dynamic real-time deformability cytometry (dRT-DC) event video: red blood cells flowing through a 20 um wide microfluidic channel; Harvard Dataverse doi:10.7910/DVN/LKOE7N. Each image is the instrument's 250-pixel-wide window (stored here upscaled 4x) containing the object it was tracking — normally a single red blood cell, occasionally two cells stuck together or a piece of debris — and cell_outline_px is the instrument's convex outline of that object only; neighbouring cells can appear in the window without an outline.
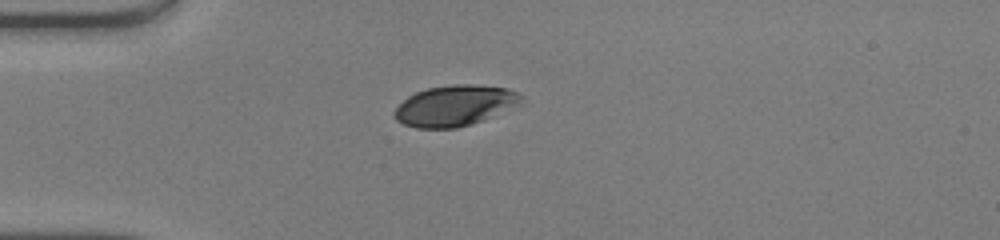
{"species": "human", "species_latin": "Homo sapiens", "temperature_condition": "warm", "stored_images_in_passage": 37, "camera_frame_rate_fps": 3000, "um_per_image_px": 0.085, "donor": {"sex": "male"}, "frame": {"image": 1, "passage_image": 1, "time_ms": 0.0, "image_size_px": [1000, 240], "cell_outline_px": [[524, 96], [520, 104], [484, 120], [472, 124], [456, 128], [416, 128], [404, 124], [396, 120], [392, 116], [392, 112], [408, 96], [416, 92], [428, 88], [456, 84], [472, 84], [508, 88]], "centroid_in_image_um": [38.66, 8.98], "position_along_channel_um": 46.3, "area_um2": 30.17}}
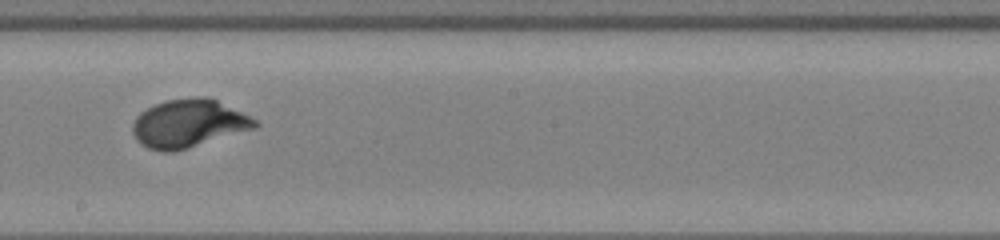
{"frame": {"image": 2, "passage_image": 16, "time_ms": 5.0, "image_size_px": [1000, 240], "cell_outline_px": [[260, 124], [256, 128], [188, 148], [172, 152], [164, 152], [148, 148], [140, 144], [136, 140], [132, 132], [132, 124], [136, 116], [140, 112], [164, 100], [192, 96], [204, 96], [216, 100], [256, 120]], "centroid_in_image_um": [15.99, 10.5], "position_along_channel_um": 232.2, "area_um2": 34.28}}
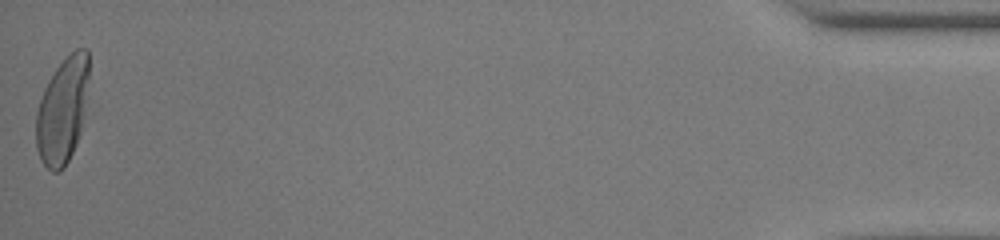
{"frame": {"image": 3, "passage_image": 37, "time_ms": 12.0, "image_size_px": [1000, 240], "cell_outline_px": [[88, 76], [80, 132], [76, 144], [64, 168], [60, 172], [52, 172], [40, 160], [36, 148], [36, 112], [44, 88], [48, 80], [56, 68], [76, 48], [88, 48]], "centroid_in_image_um": [5.28, 9.42], "position_along_channel_um": 429.9, "area_um2": 32.19}, "authors_computed_cell_mechanics": {"area_um2": 33.0038, "velocity_mm_per_s": 4.1673, "shape_relaxation_time_tau1_ms": 2.7255, "shape_relaxation_time_tau2_ms": null, "deformation_change_tau1": 0.179, "deformation_change_tau2": null}}